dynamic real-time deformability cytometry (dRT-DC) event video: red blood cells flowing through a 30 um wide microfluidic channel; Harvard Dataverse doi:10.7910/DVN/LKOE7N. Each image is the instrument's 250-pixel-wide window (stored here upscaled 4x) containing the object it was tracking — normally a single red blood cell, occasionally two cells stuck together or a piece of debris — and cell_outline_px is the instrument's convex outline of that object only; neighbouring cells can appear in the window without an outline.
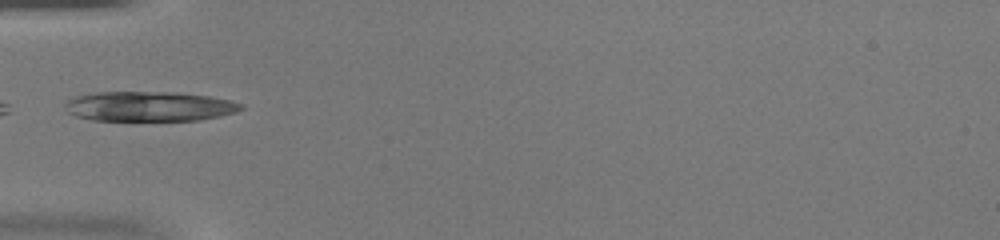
{"species": "common noctule bat (a hibernating species)", "species_latin": "Nyctalus noctula", "temperature_condition": "warm", "stored_images_in_passage": 31, "camera_frame_rate_fps": 3000, "um_per_image_px": 0.085, "animal": {"sex": "female", "body_mass_g": 20.0, "forearm_length_mm": 54.0}, "frame": {"image": 1, "passage_image": 1, "time_ms": 0.0, "image_size_px": [1000, 240], "cell_outline_px": [[244, 108], [236, 112], [220, 116], [200, 120], [92, 120], [76, 116], [68, 112], [64, 104], [68, 100], [76, 96], [96, 92], [172, 92], [208, 96], [232, 100], [244, 104]], "centroid_in_image_um": [12.72, 9.04], "position_along_channel_um": 72.3, "area_um2": 30.58}}